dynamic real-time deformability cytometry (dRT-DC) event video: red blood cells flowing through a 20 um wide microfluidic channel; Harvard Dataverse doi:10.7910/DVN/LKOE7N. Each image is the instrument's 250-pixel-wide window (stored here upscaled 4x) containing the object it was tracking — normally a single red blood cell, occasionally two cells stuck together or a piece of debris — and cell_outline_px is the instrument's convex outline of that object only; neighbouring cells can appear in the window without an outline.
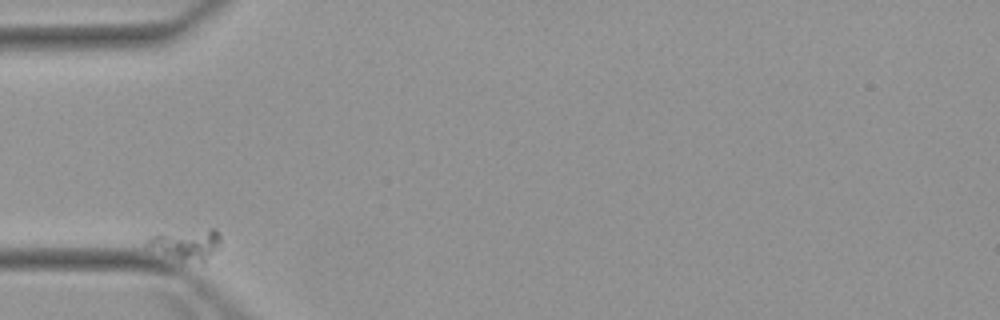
{"species": "Egyptian fruit bat (a non-hibernating species)", "species_latin": "Rousettus aegyptiacus", "temperature_condition": "warm", "stored_images_in_passage": 2, "camera_frame_rate_fps": 3000, "um_per_image_px": 0.085, "animal": {"sex": "female"}, "frame": {"image": 1, "passage_image": 1, "time_ms": 0.0, "image_size_px": [1000, 320], "cell_outline_px": [[220, 244], [204, 264], [180, 264], [148, 244], [144, 236], [156, 232], [212, 228], [216, 228], [220, 236]], "centroid_in_image_um": [15.83, 20.79], "position_along_channel_um": 69.2, "area_um2": 14.16}}
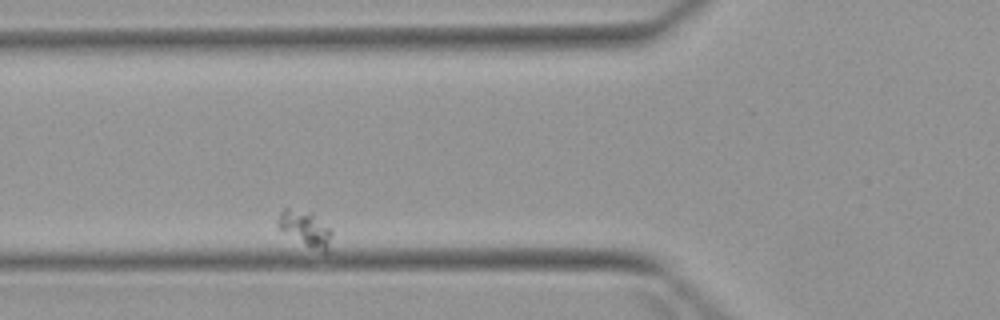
{"frame": {"image": 2, "passage_image": 2, "time_ms": 1.333, "image_size_px": [1000, 320], "cell_outline_px": [[332, 252], [324, 252], [304, 244], [280, 228], [276, 224], [276, 220], [280, 212], [284, 208], [288, 208], [312, 212], [332, 232]], "centroid_in_image_um": [26.0, 19.44], "position_along_channel_um": 99.8, "area_um2": 11.04}}